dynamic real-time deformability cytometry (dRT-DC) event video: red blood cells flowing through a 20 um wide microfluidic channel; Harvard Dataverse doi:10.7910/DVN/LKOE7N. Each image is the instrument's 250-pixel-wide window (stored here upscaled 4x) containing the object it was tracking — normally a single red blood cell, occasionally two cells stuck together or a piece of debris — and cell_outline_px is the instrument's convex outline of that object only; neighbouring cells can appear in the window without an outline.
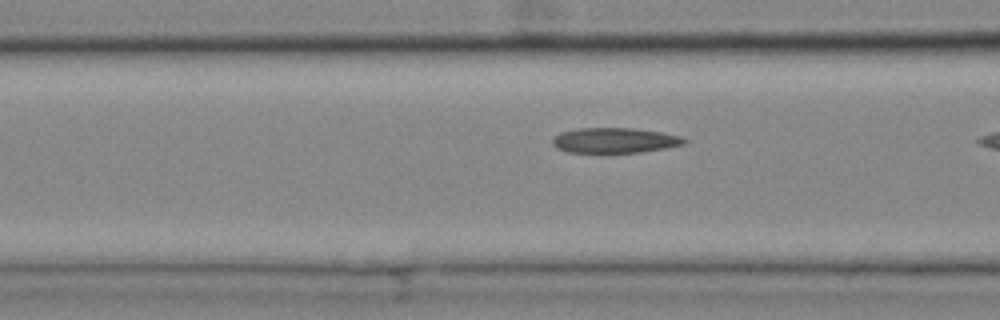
{"species": "common noctule bat (a hibernating species)", "species_latin": "Nyctalus noctula", "temperature_condition": "cold", "stored_images_in_passage": 10, "camera_frame_rate_fps": 3000, "um_per_image_px": 0.085, "animal": {"sex": "female", "body_mass_g": 25.1}, "frame": {"image": 1, "passage_image": 9, "time_ms": 2.667, "image_size_px": [1000, 320], "cell_outline_px": [[688, 140], [684, 144], [668, 148], [640, 152], [568, 152], [556, 148], [552, 144], [552, 140], [560, 132], [576, 128], [636, 128], [664, 132], [680, 136]], "centroid_in_image_um": [52.27, 11.92], "position_along_channel_um": 114.3, "area_um2": 19.48}}